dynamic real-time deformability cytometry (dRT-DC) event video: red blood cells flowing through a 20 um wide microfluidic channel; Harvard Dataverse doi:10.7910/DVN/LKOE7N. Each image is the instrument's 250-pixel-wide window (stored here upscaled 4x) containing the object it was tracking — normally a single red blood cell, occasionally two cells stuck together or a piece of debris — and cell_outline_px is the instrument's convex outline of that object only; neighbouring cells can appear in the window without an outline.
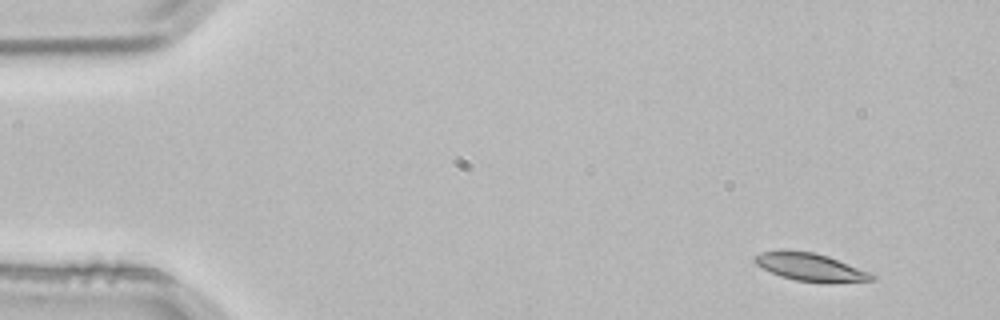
{"species": "common noctule bat (a hibernating species)", "species_latin": "Nyctalus noctula", "temperature_condition": "room temperature", "stored_images_in_passage": 3, "camera_frame_rate_fps": 3000, "um_per_image_px": 0.085, "animal": {"sex": "male", "body_mass_g": 21.5, "forearm_length_mm": 52.0}, "frame": {"image": 1, "passage_image": 1, "time_ms": 0.0, "image_size_px": [1000, 320], "cell_outline_px": [[876, 280], [796, 280], [780, 276], [756, 264], [752, 260], [752, 256], [760, 252], [812, 252], [828, 256], [868, 272], [876, 276]], "centroid_in_image_um": [68.8, 22.67], "position_along_channel_um": 16.2, "area_um2": 17.51}}